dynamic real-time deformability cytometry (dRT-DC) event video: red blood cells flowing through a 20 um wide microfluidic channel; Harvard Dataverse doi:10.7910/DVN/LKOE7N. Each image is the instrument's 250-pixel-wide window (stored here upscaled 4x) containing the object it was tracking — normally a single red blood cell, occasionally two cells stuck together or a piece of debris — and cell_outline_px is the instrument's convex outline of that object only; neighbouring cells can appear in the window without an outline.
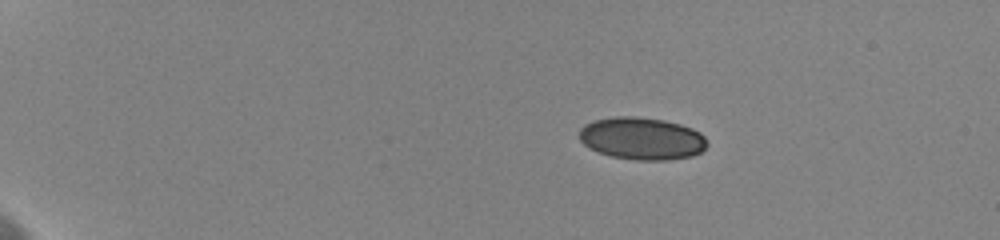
{"species": "human", "species_latin": "Homo sapiens", "temperature_condition": "cold", "stored_images_in_passage": 10, "camera_frame_rate_fps": 3000, "um_per_image_px": 0.085, "donor": {"sex": "female"}, "frame": {"image": 1, "passage_image": 1, "time_ms": 0.0, "image_size_px": [1000, 240], "cell_outline_px": [[708, 144], [700, 152], [692, 156], [668, 160], [636, 160], [612, 156], [600, 152], [584, 144], [580, 140], [580, 128], [584, 124], [596, 120], [616, 116], [636, 116], [664, 120], [680, 124], [692, 128], [700, 132], [704, 136]], "centroid_in_image_um": [54.58, 11.76], "position_along_channel_um": 30.4, "area_um2": 31.44}}
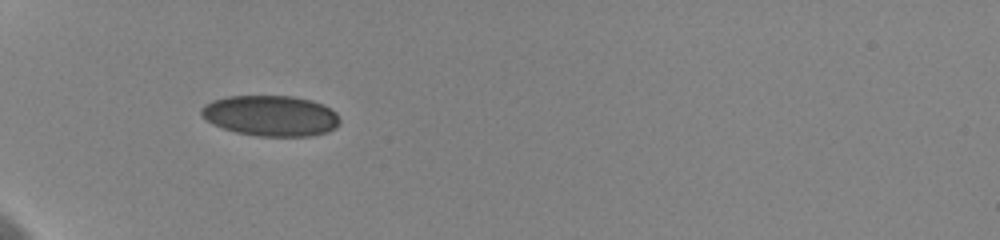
{"frame": {"image": 2, "passage_image": 5, "time_ms": 3.333, "image_size_px": [1000, 240], "cell_outline_px": [[340, 120], [336, 128], [328, 132], [308, 136], [256, 136], [236, 132], [212, 124], [204, 120], [200, 112], [200, 108], [204, 104], [212, 100], [228, 96], [292, 96], [312, 100], [324, 104], [336, 112]], "centroid_in_image_um": [23.0, 9.83], "position_along_channel_um": 62.0, "area_um2": 33.12}}